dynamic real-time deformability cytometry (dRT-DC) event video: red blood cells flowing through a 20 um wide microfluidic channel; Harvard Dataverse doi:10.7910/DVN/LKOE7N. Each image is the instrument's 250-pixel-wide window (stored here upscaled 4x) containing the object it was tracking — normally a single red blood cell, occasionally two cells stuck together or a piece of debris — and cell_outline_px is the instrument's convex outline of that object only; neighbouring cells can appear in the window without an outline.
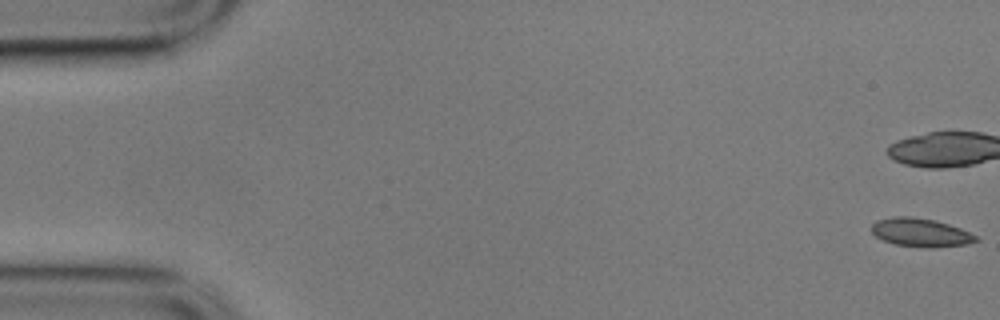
{"species": "common noctule bat (a hibernating species)", "species_latin": "Nyctalus noctula", "temperature_condition": "cold", "stored_images_in_passage": 48, "camera_frame_rate_fps": 3000, "um_per_image_px": 0.085, "animal": {"sex": "male", "body_mass_g": 17.9}, "frame": {"image": 1, "passage_image": 1, "time_ms": 0.0, "image_size_px": [1000, 320], "cell_outline_px": [[980, 240], [968, 244], [932, 248], [928, 248], [896, 244], [884, 240], [876, 236], [872, 232], [872, 224], [876, 220], [892, 216], [912, 216], [936, 220], [960, 228], [976, 236]], "centroid_in_image_um": [78.26, 19.75], "position_along_channel_um": 6.7, "area_um2": 17.34}}